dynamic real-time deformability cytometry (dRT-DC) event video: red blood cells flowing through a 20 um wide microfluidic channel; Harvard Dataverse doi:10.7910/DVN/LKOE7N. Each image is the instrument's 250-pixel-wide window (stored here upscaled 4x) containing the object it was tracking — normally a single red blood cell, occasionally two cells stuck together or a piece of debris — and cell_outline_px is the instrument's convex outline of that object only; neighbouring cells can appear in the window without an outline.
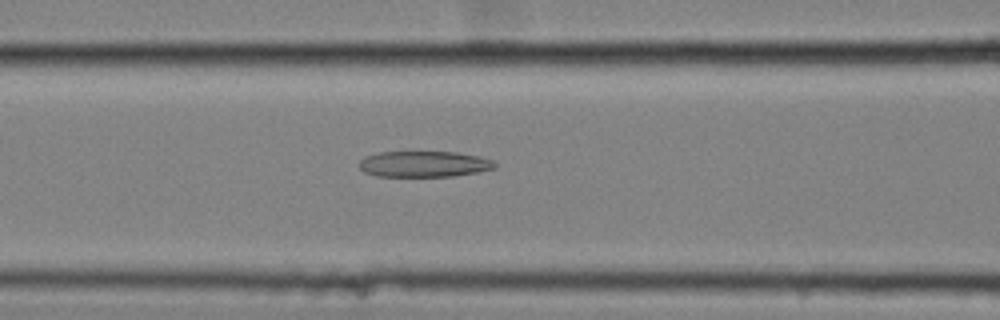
{"species": "common noctule bat (a hibernating species)", "species_latin": "Nyctalus noctula", "temperature_condition": "cold", "stored_images_in_passage": 58, "camera_frame_rate_fps": 3000, "um_per_image_px": 0.085, "animal": {"sex": "female", "body_mass_g": 25.1}, "frame": {"image": 1, "passage_image": 25, "time_ms": 8.0, "image_size_px": [1000, 320], "cell_outline_px": [[496, 168], [476, 172], [452, 176], [376, 176], [364, 172], [360, 168], [360, 160], [364, 156], [380, 152], [456, 152], [480, 156], [492, 160], [496, 164]], "centroid_in_image_um": [36.03, 13.94], "position_along_channel_um": 130.6, "area_um2": 20.46}}
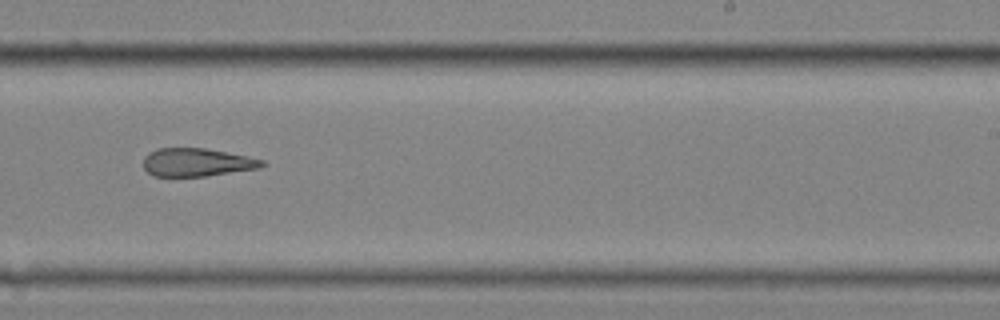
{"frame": {"image": 2, "passage_image": 37, "time_ms": 12.0, "image_size_px": [1000, 320], "cell_outline_px": [[268, 164], [260, 168], [208, 176], [152, 176], [144, 168], [144, 156], [148, 152], [156, 148], [204, 148], [248, 156], [264, 160]], "centroid_in_image_um": [16.75, 13.8], "position_along_channel_um": 272.2, "area_um2": 19.65}}
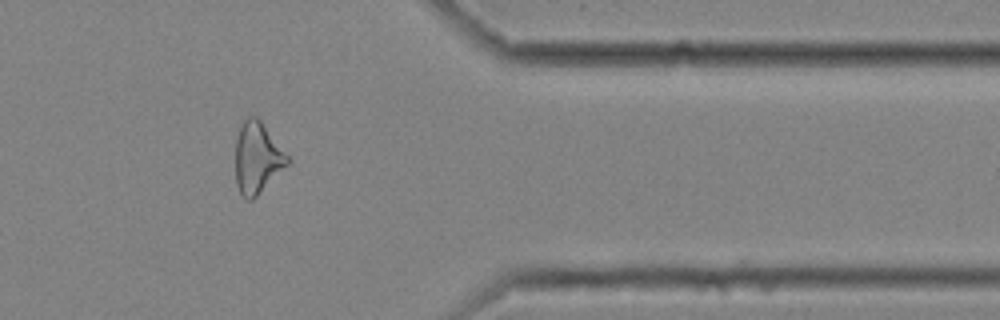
{"frame": {"image": 3, "passage_image": 48, "time_ms": 15.667, "image_size_px": [1000, 320], "cell_outline_px": [[292, 160], [252, 200], [244, 200], [236, 184], [236, 140], [240, 128], [244, 120], [248, 116], [256, 116], [260, 120]], "centroid_in_image_um": [21.87, 13.43], "position_along_channel_um": 389.5, "area_um2": 21.33}, "authors_computed_cell_mechanics": {"area_um2": 22.9466, "velocity_mm_per_s": 3.5507, "shape_relaxation_time_tau1_ms": null, "shape_relaxation_time_tau2_ms": 5.688, "deformation_change_tau1": null, "deformation_change_tau2": 0.1702}}